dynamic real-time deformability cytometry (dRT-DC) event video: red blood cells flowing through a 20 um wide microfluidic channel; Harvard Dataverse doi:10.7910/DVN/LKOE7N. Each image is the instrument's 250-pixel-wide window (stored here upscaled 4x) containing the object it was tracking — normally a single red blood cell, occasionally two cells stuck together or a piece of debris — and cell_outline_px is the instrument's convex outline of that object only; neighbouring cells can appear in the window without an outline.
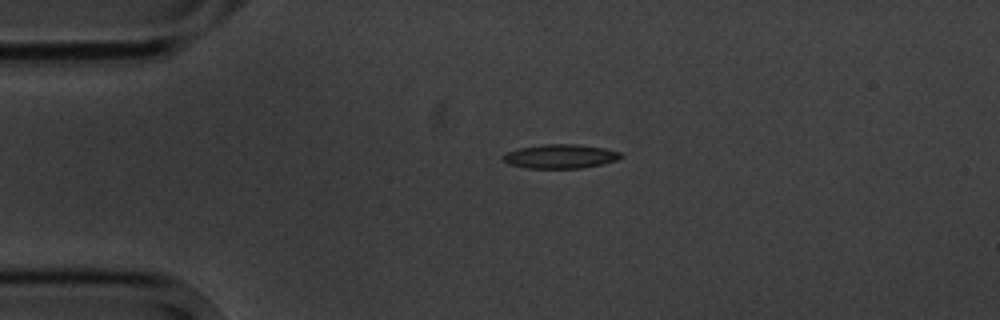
{"species": "common noctule bat (a hibernating species)", "species_latin": "Nyctalus noctula", "temperature_condition": "cold", "stored_images_in_passage": 1, "camera_frame_rate_fps": 3000, "um_per_image_px": 0.085, "animal": {"sex": "male", "body_mass_g": 20.1, "forearm_length_mm": 53.5}, "frame": {"image": 1, "passage_image": 1, "time_ms": 0.0, "image_size_px": [1000, 320], "cell_outline_px": [[624, 156], [616, 160], [600, 164], [580, 168], [524, 168], [508, 164], [500, 156], [508, 152], [520, 148], [544, 144], [576, 144], [604, 148], [620, 152]], "centroid_in_image_um": [47.6, 13.29], "position_along_channel_um": 37.4, "area_um2": 16.42}}